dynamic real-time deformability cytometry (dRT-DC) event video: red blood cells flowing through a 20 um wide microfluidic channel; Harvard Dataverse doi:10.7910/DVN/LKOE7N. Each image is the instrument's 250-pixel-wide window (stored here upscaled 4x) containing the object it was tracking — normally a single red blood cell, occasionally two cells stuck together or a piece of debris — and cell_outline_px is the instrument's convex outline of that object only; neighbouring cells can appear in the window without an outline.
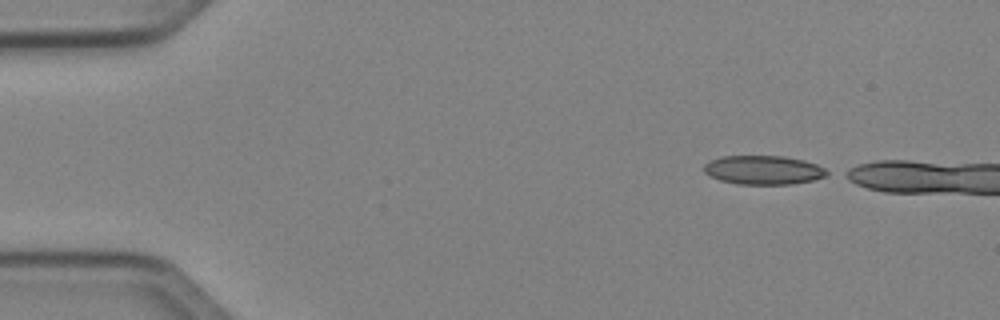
{"species": "Egyptian fruit bat (a non-hibernating species)", "species_latin": "Rousettus aegyptiacus", "temperature_condition": "cold", "stored_images_in_passage": 4, "camera_frame_rate_fps": 3000, "um_per_image_px": 0.085, "animal": {"sex": "female"}, "frame": {"image": 1, "passage_image": 1, "time_ms": 0.0, "image_size_px": [1000, 320], "cell_outline_px": [[832, 172], [828, 176], [812, 180], [792, 184], [740, 184], [720, 180], [704, 172], [704, 164], [708, 160], [720, 156], [784, 156], [804, 160], [816, 164]], "centroid_in_image_um": [64.92, 14.44], "position_along_channel_um": 20.1, "area_um2": 20.87}}